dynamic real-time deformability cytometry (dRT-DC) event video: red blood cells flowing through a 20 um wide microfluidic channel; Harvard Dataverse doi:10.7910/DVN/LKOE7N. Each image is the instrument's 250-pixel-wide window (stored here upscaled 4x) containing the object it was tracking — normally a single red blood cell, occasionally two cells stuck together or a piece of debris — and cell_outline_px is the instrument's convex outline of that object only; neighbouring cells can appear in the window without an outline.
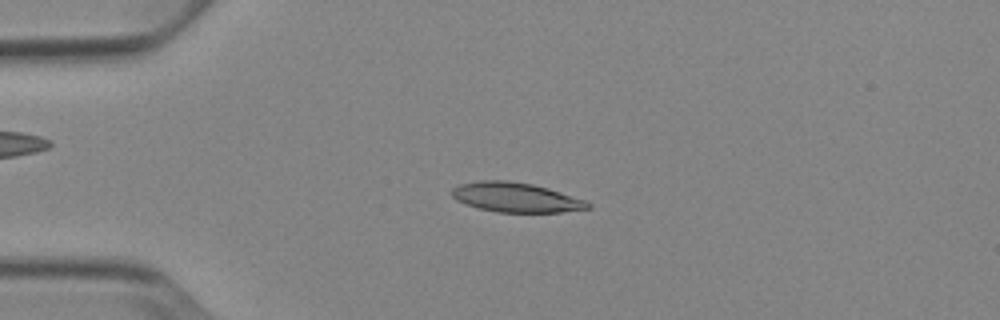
{"species": "Egyptian fruit bat (a non-hibernating species)", "species_latin": "Rousettus aegyptiacus", "temperature_condition": "cold", "stored_images_in_passage": 42, "camera_frame_rate_fps": 3000, "um_per_image_px": 0.085, "animal": {"sex": "female"}, "frame": {"image": 1, "passage_image": 2, "time_ms": 0.333, "image_size_px": [1000, 320], "cell_outline_px": [[592, 208], [560, 212], [496, 212], [464, 204], [456, 200], [452, 196], [452, 188], [460, 184], [480, 180], [508, 180], [532, 184], [548, 188], [588, 200], [592, 204]], "centroid_in_image_um": [43.88, 16.77], "position_along_channel_um": 41.1, "area_um2": 23.64}}
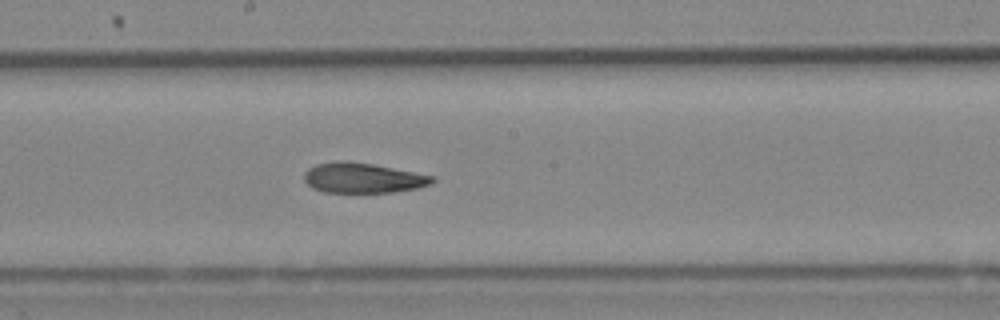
{"frame": {"image": 2, "passage_image": 18, "time_ms": 5.667, "image_size_px": [1000, 320], "cell_outline_px": [[436, 180], [432, 184], [416, 188], [396, 192], [324, 192], [312, 188], [304, 180], [304, 172], [308, 168], [316, 164], [336, 160], [344, 160], [372, 164], [436, 176]], "centroid_in_image_um": [30.85, 15.12], "position_along_channel_um": 217.4, "area_um2": 22.66}}
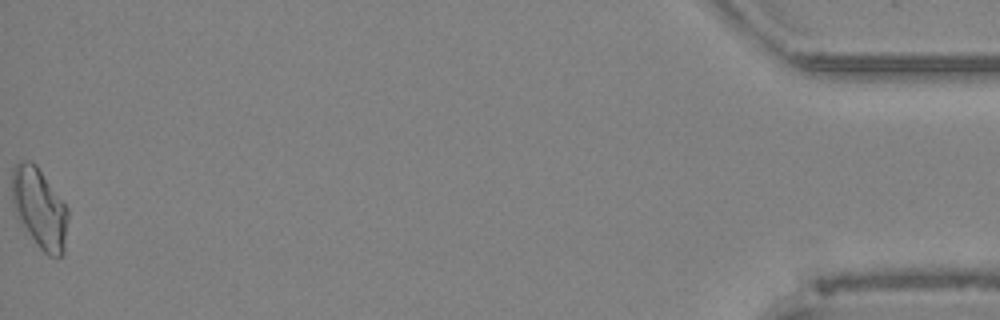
{"frame": {"image": 3, "passage_image": 42, "time_ms": 13.667, "image_size_px": [1000, 320], "cell_outline_px": [[68, 216], [64, 252], [60, 256], [48, 256], [40, 248], [20, 224], [12, 204], [12, 168], [20, 160], [32, 160], [36, 164], [68, 208]], "centroid_in_image_um": [3.34, 17.68], "position_along_channel_um": 431.9, "area_um2": 26.3}, "authors_computed_cell_mechanics": {"area_um2": 23.2067, "velocity_mm_per_s": 3.863, "shape_relaxation_time_tau1_ms": 7.2644, "shape_relaxation_time_tau2_ms": 6.9546, "deformation_change_tau1": 0.1774, "deformation_change_tau2": 0.1288}}